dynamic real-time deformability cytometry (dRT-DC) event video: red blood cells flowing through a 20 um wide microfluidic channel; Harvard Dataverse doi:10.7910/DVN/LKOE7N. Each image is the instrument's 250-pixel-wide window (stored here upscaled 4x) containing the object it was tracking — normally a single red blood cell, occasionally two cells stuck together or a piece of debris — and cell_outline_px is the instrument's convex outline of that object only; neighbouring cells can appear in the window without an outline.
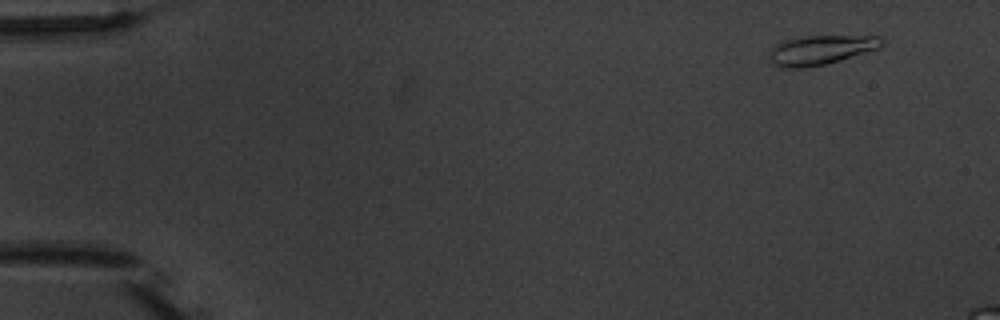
{"species": "common noctule bat (a hibernating species)", "species_latin": "Nyctalus noctula", "temperature_condition": "warm", "stored_images_in_passage": 4, "camera_frame_rate_fps": 3000, "um_per_image_px": 0.085, "animal": {"sex": "male", "body_mass_g": 20.1, "forearm_length_mm": 53.5}, "frame": {"image": 1, "passage_image": 1, "time_ms": 0.0, "image_size_px": [1000, 320], "cell_outline_px": [[884, 40], [876, 48], [840, 60], [824, 64], [800, 68], [776, 68], [768, 64], [768, 52], [780, 40], [804, 36], [880, 36]], "centroid_in_image_um": [69.6, 4.26], "position_along_channel_um": 15.4, "area_um2": 19.36}}